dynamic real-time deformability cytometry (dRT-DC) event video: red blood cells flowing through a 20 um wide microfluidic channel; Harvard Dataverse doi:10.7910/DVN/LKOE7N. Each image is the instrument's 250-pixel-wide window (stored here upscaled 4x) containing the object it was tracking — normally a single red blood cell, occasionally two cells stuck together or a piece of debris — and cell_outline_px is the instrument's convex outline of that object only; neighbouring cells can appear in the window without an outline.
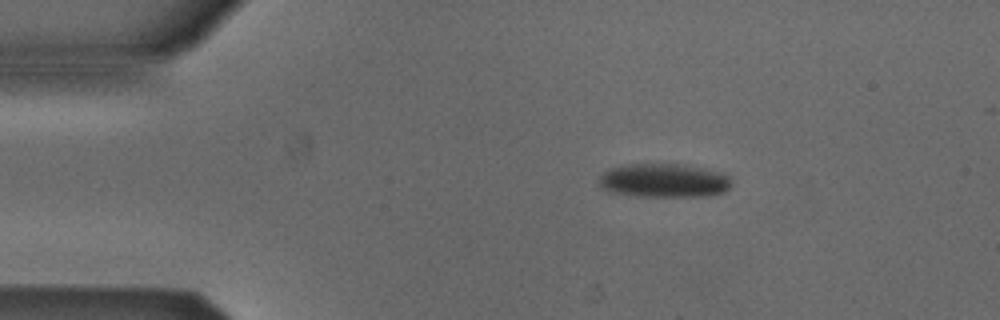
{"species": "Egyptian fruit bat (a non-hibernating species)", "species_latin": "Rousettus aegyptiacus", "temperature_condition": "cold", "stored_images_in_passage": 43, "camera_frame_rate_fps": 3000, "um_per_image_px": 0.085, "animal": {"sex": "male"}, "frame": {"image": 1, "passage_image": 1, "time_ms": 0.0, "image_size_px": [1000, 320], "cell_outline_px": [[732, 184], [724, 192], [704, 196], [636, 196], [608, 192], [600, 188], [596, 184], [596, 180], [608, 168], [624, 164], [680, 164], [704, 168], [720, 172], [728, 176]], "centroid_in_image_um": [56.34, 15.34], "position_along_channel_um": 28.7, "area_um2": 26.47}}
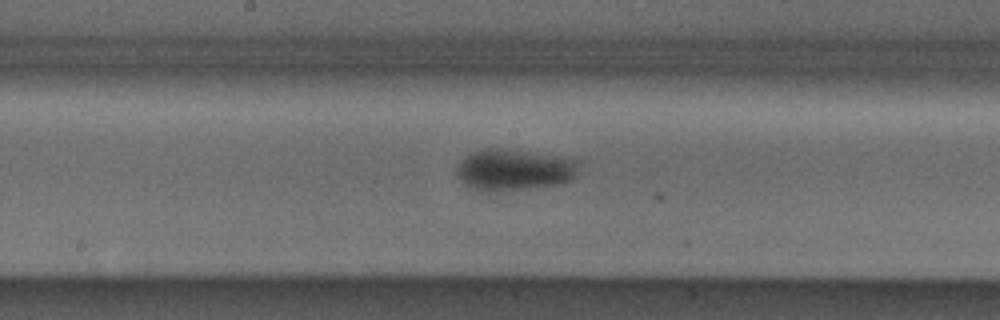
{"frame": {"image": 2, "passage_image": 19, "time_ms": 6.0, "image_size_px": [1000, 320], "cell_outline_px": [[576, 176], [572, 180], [560, 184], [524, 188], [484, 192], [464, 184], [456, 176], [456, 168], [460, 160], [476, 152], [488, 148], [496, 148], [576, 160]], "centroid_in_image_um": [43.62, 14.46], "position_along_channel_um": 204.6, "area_um2": 28.44}}
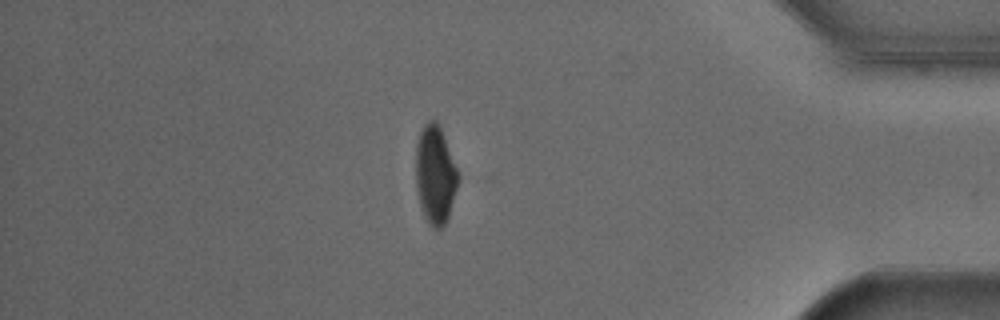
{"frame": {"image": 3, "passage_image": 37, "time_ms": 12.0, "image_size_px": [1000, 320], "cell_outline_px": [[460, 180], [448, 216], [444, 224], [440, 228], [432, 228], [428, 224], [424, 216], [420, 204], [416, 188], [416, 144], [420, 132], [424, 124], [428, 120], [436, 120], [440, 128], [460, 176]], "centroid_in_image_um": [36.99, 14.87], "position_along_channel_um": 398.2, "area_um2": 24.16}, "authors_computed_cell_mechanics": {"area_um2": 27.6284, "velocity_mm_per_s": 3.8643, "shape_relaxation_time_tau1_ms": 6.4045, "shape_relaxation_time_tau2_ms": null, "deformation_change_tau1": 0.1256, "deformation_change_tau2": null}}